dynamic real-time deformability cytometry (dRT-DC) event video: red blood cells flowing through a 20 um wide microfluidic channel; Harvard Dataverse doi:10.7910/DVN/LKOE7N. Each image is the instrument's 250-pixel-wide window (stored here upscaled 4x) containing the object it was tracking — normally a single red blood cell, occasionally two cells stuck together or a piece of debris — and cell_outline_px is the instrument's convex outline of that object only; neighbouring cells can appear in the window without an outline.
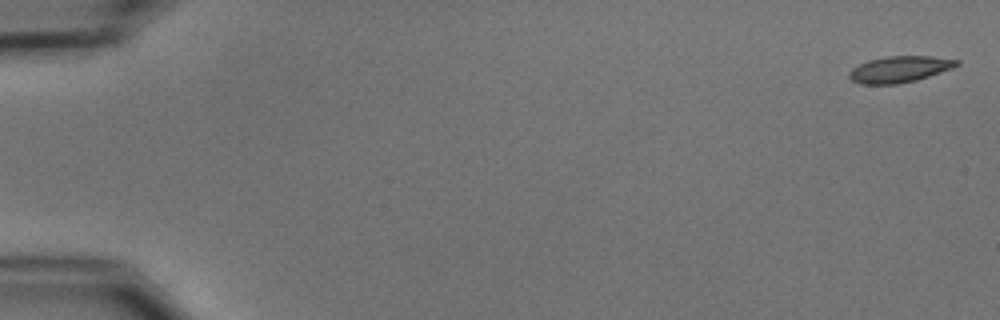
{"species": "common noctule bat (a hibernating species)", "species_latin": "Nyctalus noctula", "temperature_condition": "cold", "stored_images_in_passage": 7, "camera_frame_rate_fps": 3000, "um_per_image_px": 0.085, "animal": {"sex": "male", "body_mass_g": 15.6}, "frame": {"image": 1, "passage_image": 1, "time_ms": 0.0, "image_size_px": [1000, 320], "cell_outline_px": [[960, 64], [952, 68], [916, 80], [896, 84], [860, 84], [852, 80], [848, 76], [848, 72], [852, 68], [868, 60], [888, 56], [932, 56], [960, 60]], "centroid_in_image_um": [76.45, 5.88], "position_along_channel_um": 8.5, "area_um2": 16.42}}
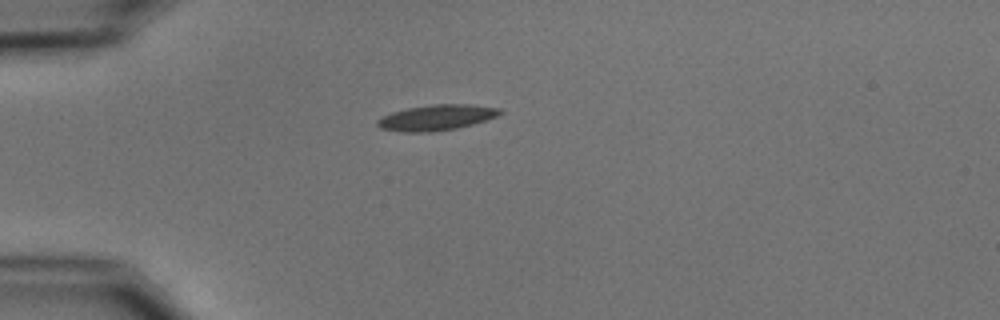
{"frame": {"image": 2, "passage_image": 5, "time_ms": 4.667, "image_size_px": [1000, 320], "cell_outline_px": [[504, 112], [496, 116], [472, 124], [456, 128], [432, 132], [400, 132], [380, 128], [376, 124], [376, 120], [392, 112], [408, 108], [432, 104], [468, 104], [500, 108]], "centroid_in_image_um": [37.08, 9.99], "position_along_channel_um": 47.9, "area_um2": 18.21}}
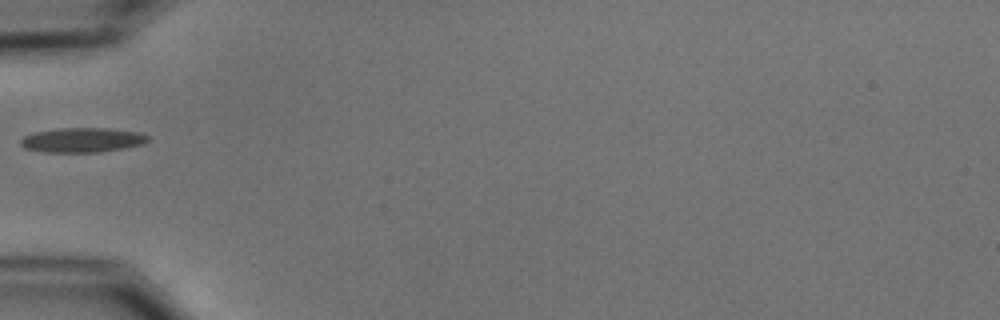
{"frame": {"image": 3, "passage_image": 6, "time_ms": 6.0, "image_size_px": [1000, 320], "cell_outline_px": [[148, 140], [144, 144], [124, 148], [100, 152], [40, 152], [24, 148], [20, 144], [20, 140], [24, 136], [36, 132], [60, 128], [108, 128], [140, 132], [148, 136]], "centroid_in_image_um": [6.99, 11.9], "position_along_channel_um": 78.0, "area_um2": 18.32}}